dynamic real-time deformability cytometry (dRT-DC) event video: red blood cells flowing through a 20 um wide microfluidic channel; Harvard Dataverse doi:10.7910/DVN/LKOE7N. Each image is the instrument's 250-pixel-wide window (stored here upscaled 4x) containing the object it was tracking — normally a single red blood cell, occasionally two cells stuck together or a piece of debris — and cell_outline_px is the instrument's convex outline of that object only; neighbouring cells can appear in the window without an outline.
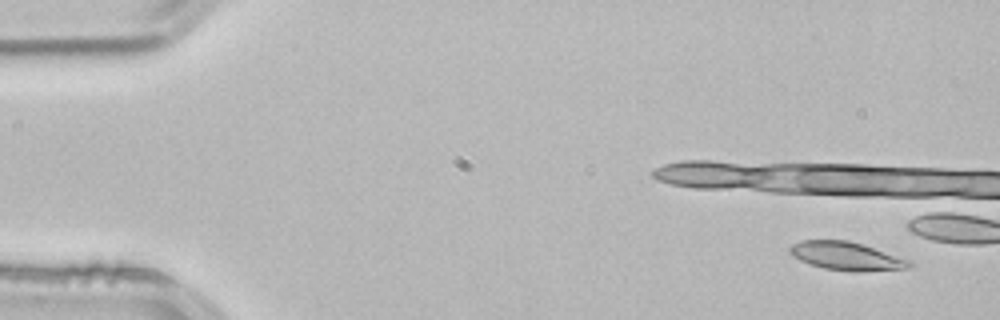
{"species": "common noctule bat (a hibernating species)", "species_latin": "Nyctalus noctula", "temperature_condition": "room temperature", "stored_images_in_passage": 4, "camera_frame_rate_fps": 3000, "um_per_image_px": 0.085, "animal": {"sex": "male", "body_mass_g": 21.5, "forearm_length_mm": 52.0}, "frame": {"image": 1, "passage_image": 1, "time_ms": 0.0, "image_size_px": [1000, 320], "cell_outline_px": [[912, 264], [908, 268], [864, 272], [852, 272], [824, 268], [800, 260], [792, 256], [788, 252], [788, 248], [792, 244], [800, 240], [848, 240], [912, 260]], "centroid_in_image_um": [71.94, 21.77], "position_along_channel_um": 13.1, "area_um2": 19.83}}